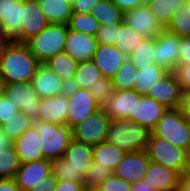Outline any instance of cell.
Returning <instances> with one entry per match:
<instances>
[{
  "instance_id": "cell-1",
  "label": "cell",
  "mask_w": 190,
  "mask_h": 191,
  "mask_svg": "<svg viewBox=\"0 0 190 191\" xmlns=\"http://www.w3.org/2000/svg\"><path fill=\"white\" fill-rule=\"evenodd\" d=\"M40 64L25 43L13 41L0 54V73L6 83L32 82Z\"/></svg>"
},
{
  "instance_id": "cell-2",
  "label": "cell",
  "mask_w": 190,
  "mask_h": 191,
  "mask_svg": "<svg viewBox=\"0 0 190 191\" xmlns=\"http://www.w3.org/2000/svg\"><path fill=\"white\" fill-rule=\"evenodd\" d=\"M93 146L75 140L69 143L64 156L52 160L51 172L60 180L82 182L93 160Z\"/></svg>"
},
{
  "instance_id": "cell-3",
  "label": "cell",
  "mask_w": 190,
  "mask_h": 191,
  "mask_svg": "<svg viewBox=\"0 0 190 191\" xmlns=\"http://www.w3.org/2000/svg\"><path fill=\"white\" fill-rule=\"evenodd\" d=\"M151 131L130 119H111L105 142L126 153L146 150Z\"/></svg>"
},
{
  "instance_id": "cell-4",
  "label": "cell",
  "mask_w": 190,
  "mask_h": 191,
  "mask_svg": "<svg viewBox=\"0 0 190 191\" xmlns=\"http://www.w3.org/2000/svg\"><path fill=\"white\" fill-rule=\"evenodd\" d=\"M68 35L67 24H49L39 34L25 42L30 52L44 63L50 57L64 52Z\"/></svg>"
},
{
  "instance_id": "cell-5",
  "label": "cell",
  "mask_w": 190,
  "mask_h": 191,
  "mask_svg": "<svg viewBox=\"0 0 190 191\" xmlns=\"http://www.w3.org/2000/svg\"><path fill=\"white\" fill-rule=\"evenodd\" d=\"M34 126L40 135L44 159L56 160L64 156L73 139L72 129L64 125L35 121Z\"/></svg>"
},
{
  "instance_id": "cell-6",
  "label": "cell",
  "mask_w": 190,
  "mask_h": 191,
  "mask_svg": "<svg viewBox=\"0 0 190 191\" xmlns=\"http://www.w3.org/2000/svg\"><path fill=\"white\" fill-rule=\"evenodd\" d=\"M156 137L165 139L171 144L190 150V140L187 132V119L181 108L167 109L151 131Z\"/></svg>"
},
{
  "instance_id": "cell-7",
  "label": "cell",
  "mask_w": 190,
  "mask_h": 191,
  "mask_svg": "<svg viewBox=\"0 0 190 191\" xmlns=\"http://www.w3.org/2000/svg\"><path fill=\"white\" fill-rule=\"evenodd\" d=\"M146 152L150 161L160 163L183 174L188 151L171 144L165 139L156 137L152 132L148 141Z\"/></svg>"
},
{
  "instance_id": "cell-8",
  "label": "cell",
  "mask_w": 190,
  "mask_h": 191,
  "mask_svg": "<svg viewBox=\"0 0 190 191\" xmlns=\"http://www.w3.org/2000/svg\"><path fill=\"white\" fill-rule=\"evenodd\" d=\"M110 121L111 118L101 108L72 128L73 138L91 146L98 145L105 141Z\"/></svg>"
},
{
  "instance_id": "cell-9",
  "label": "cell",
  "mask_w": 190,
  "mask_h": 191,
  "mask_svg": "<svg viewBox=\"0 0 190 191\" xmlns=\"http://www.w3.org/2000/svg\"><path fill=\"white\" fill-rule=\"evenodd\" d=\"M4 94L21 112L37 121L40 98L31 82L6 83Z\"/></svg>"
},
{
  "instance_id": "cell-10",
  "label": "cell",
  "mask_w": 190,
  "mask_h": 191,
  "mask_svg": "<svg viewBox=\"0 0 190 191\" xmlns=\"http://www.w3.org/2000/svg\"><path fill=\"white\" fill-rule=\"evenodd\" d=\"M123 22L144 38H156L164 30L157 17L146 5L126 11Z\"/></svg>"
},
{
  "instance_id": "cell-11",
  "label": "cell",
  "mask_w": 190,
  "mask_h": 191,
  "mask_svg": "<svg viewBox=\"0 0 190 191\" xmlns=\"http://www.w3.org/2000/svg\"><path fill=\"white\" fill-rule=\"evenodd\" d=\"M68 98L69 114L66 126L69 129H72L102 108L88 89L80 88Z\"/></svg>"
},
{
  "instance_id": "cell-12",
  "label": "cell",
  "mask_w": 190,
  "mask_h": 191,
  "mask_svg": "<svg viewBox=\"0 0 190 191\" xmlns=\"http://www.w3.org/2000/svg\"><path fill=\"white\" fill-rule=\"evenodd\" d=\"M147 96L163 104L168 109L181 108L183 90L174 72H168L150 88Z\"/></svg>"
},
{
  "instance_id": "cell-13",
  "label": "cell",
  "mask_w": 190,
  "mask_h": 191,
  "mask_svg": "<svg viewBox=\"0 0 190 191\" xmlns=\"http://www.w3.org/2000/svg\"><path fill=\"white\" fill-rule=\"evenodd\" d=\"M180 36L167 30L155 38V60L158 66L173 72L178 65Z\"/></svg>"
},
{
  "instance_id": "cell-14",
  "label": "cell",
  "mask_w": 190,
  "mask_h": 191,
  "mask_svg": "<svg viewBox=\"0 0 190 191\" xmlns=\"http://www.w3.org/2000/svg\"><path fill=\"white\" fill-rule=\"evenodd\" d=\"M150 159L146 150L126 153L113 174L129 183L144 179Z\"/></svg>"
},
{
  "instance_id": "cell-15",
  "label": "cell",
  "mask_w": 190,
  "mask_h": 191,
  "mask_svg": "<svg viewBox=\"0 0 190 191\" xmlns=\"http://www.w3.org/2000/svg\"><path fill=\"white\" fill-rule=\"evenodd\" d=\"M23 0H0V26L13 41L21 43Z\"/></svg>"
},
{
  "instance_id": "cell-16",
  "label": "cell",
  "mask_w": 190,
  "mask_h": 191,
  "mask_svg": "<svg viewBox=\"0 0 190 191\" xmlns=\"http://www.w3.org/2000/svg\"><path fill=\"white\" fill-rule=\"evenodd\" d=\"M167 109L152 97L136 92L135 115H130L129 119L152 131Z\"/></svg>"
},
{
  "instance_id": "cell-17",
  "label": "cell",
  "mask_w": 190,
  "mask_h": 191,
  "mask_svg": "<svg viewBox=\"0 0 190 191\" xmlns=\"http://www.w3.org/2000/svg\"><path fill=\"white\" fill-rule=\"evenodd\" d=\"M51 169L52 161L48 159L22 163L13 179L21 191H29L40 184L51 173Z\"/></svg>"
},
{
  "instance_id": "cell-18",
  "label": "cell",
  "mask_w": 190,
  "mask_h": 191,
  "mask_svg": "<svg viewBox=\"0 0 190 191\" xmlns=\"http://www.w3.org/2000/svg\"><path fill=\"white\" fill-rule=\"evenodd\" d=\"M49 25L48 20L37 0H23V21L21 27V43L39 34Z\"/></svg>"
},
{
  "instance_id": "cell-19",
  "label": "cell",
  "mask_w": 190,
  "mask_h": 191,
  "mask_svg": "<svg viewBox=\"0 0 190 191\" xmlns=\"http://www.w3.org/2000/svg\"><path fill=\"white\" fill-rule=\"evenodd\" d=\"M126 59L127 56L116 45L98 44L92 61L102 77L112 79Z\"/></svg>"
},
{
  "instance_id": "cell-20",
  "label": "cell",
  "mask_w": 190,
  "mask_h": 191,
  "mask_svg": "<svg viewBox=\"0 0 190 191\" xmlns=\"http://www.w3.org/2000/svg\"><path fill=\"white\" fill-rule=\"evenodd\" d=\"M96 37L68 29L65 52L78 62L92 60L97 49Z\"/></svg>"
},
{
  "instance_id": "cell-21",
  "label": "cell",
  "mask_w": 190,
  "mask_h": 191,
  "mask_svg": "<svg viewBox=\"0 0 190 191\" xmlns=\"http://www.w3.org/2000/svg\"><path fill=\"white\" fill-rule=\"evenodd\" d=\"M68 114V97L58 95L54 97L41 98L37 121L66 126Z\"/></svg>"
},
{
  "instance_id": "cell-22",
  "label": "cell",
  "mask_w": 190,
  "mask_h": 191,
  "mask_svg": "<svg viewBox=\"0 0 190 191\" xmlns=\"http://www.w3.org/2000/svg\"><path fill=\"white\" fill-rule=\"evenodd\" d=\"M136 91L134 90H114L113 95L102 106L111 119H129L130 115H135Z\"/></svg>"
},
{
  "instance_id": "cell-23",
  "label": "cell",
  "mask_w": 190,
  "mask_h": 191,
  "mask_svg": "<svg viewBox=\"0 0 190 191\" xmlns=\"http://www.w3.org/2000/svg\"><path fill=\"white\" fill-rule=\"evenodd\" d=\"M179 177L173 169L150 161L144 179L155 191H177Z\"/></svg>"
},
{
  "instance_id": "cell-24",
  "label": "cell",
  "mask_w": 190,
  "mask_h": 191,
  "mask_svg": "<svg viewBox=\"0 0 190 191\" xmlns=\"http://www.w3.org/2000/svg\"><path fill=\"white\" fill-rule=\"evenodd\" d=\"M41 138L37 128L33 125L20 137L12 142L15 152L19 156L21 163H28L44 159L41 149Z\"/></svg>"
},
{
  "instance_id": "cell-25",
  "label": "cell",
  "mask_w": 190,
  "mask_h": 191,
  "mask_svg": "<svg viewBox=\"0 0 190 191\" xmlns=\"http://www.w3.org/2000/svg\"><path fill=\"white\" fill-rule=\"evenodd\" d=\"M31 83L40 99L61 95L63 79L44 63L39 65Z\"/></svg>"
},
{
  "instance_id": "cell-26",
  "label": "cell",
  "mask_w": 190,
  "mask_h": 191,
  "mask_svg": "<svg viewBox=\"0 0 190 191\" xmlns=\"http://www.w3.org/2000/svg\"><path fill=\"white\" fill-rule=\"evenodd\" d=\"M49 24H68L72 6L65 0H37Z\"/></svg>"
},
{
  "instance_id": "cell-27",
  "label": "cell",
  "mask_w": 190,
  "mask_h": 191,
  "mask_svg": "<svg viewBox=\"0 0 190 191\" xmlns=\"http://www.w3.org/2000/svg\"><path fill=\"white\" fill-rule=\"evenodd\" d=\"M167 73L168 71L166 69L157 64L141 67V70H138L137 72L133 90L138 94L147 95L150 88H153L156 82Z\"/></svg>"
},
{
  "instance_id": "cell-28",
  "label": "cell",
  "mask_w": 190,
  "mask_h": 191,
  "mask_svg": "<svg viewBox=\"0 0 190 191\" xmlns=\"http://www.w3.org/2000/svg\"><path fill=\"white\" fill-rule=\"evenodd\" d=\"M126 152L107 142H100L93 146V160L105 167L115 170L117 164L123 159Z\"/></svg>"
},
{
  "instance_id": "cell-29",
  "label": "cell",
  "mask_w": 190,
  "mask_h": 191,
  "mask_svg": "<svg viewBox=\"0 0 190 191\" xmlns=\"http://www.w3.org/2000/svg\"><path fill=\"white\" fill-rule=\"evenodd\" d=\"M44 64L65 81L75 76L79 62L64 51L50 57Z\"/></svg>"
},
{
  "instance_id": "cell-30",
  "label": "cell",
  "mask_w": 190,
  "mask_h": 191,
  "mask_svg": "<svg viewBox=\"0 0 190 191\" xmlns=\"http://www.w3.org/2000/svg\"><path fill=\"white\" fill-rule=\"evenodd\" d=\"M90 13L100 22V25L122 23L124 18V13L111 0H100Z\"/></svg>"
},
{
  "instance_id": "cell-31",
  "label": "cell",
  "mask_w": 190,
  "mask_h": 191,
  "mask_svg": "<svg viewBox=\"0 0 190 191\" xmlns=\"http://www.w3.org/2000/svg\"><path fill=\"white\" fill-rule=\"evenodd\" d=\"M127 58L137 70H141V67L147 65L156 64L155 38H145Z\"/></svg>"
},
{
  "instance_id": "cell-32",
  "label": "cell",
  "mask_w": 190,
  "mask_h": 191,
  "mask_svg": "<svg viewBox=\"0 0 190 191\" xmlns=\"http://www.w3.org/2000/svg\"><path fill=\"white\" fill-rule=\"evenodd\" d=\"M185 3L186 0H153L148 6L165 29L170 24L173 13Z\"/></svg>"
},
{
  "instance_id": "cell-33",
  "label": "cell",
  "mask_w": 190,
  "mask_h": 191,
  "mask_svg": "<svg viewBox=\"0 0 190 191\" xmlns=\"http://www.w3.org/2000/svg\"><path fill=\"white\" fill-rule=\"evenodd\" d=\"M145 38L126 25L124 22L119 23L117 30L116 46L120 51L128 56Z\"/></svg>"
},
{
  "instance_id": "cell-34",
  "label": "cell",
  "mask_w": 190,
  "mask_h": 191,
  "mask_svg": "<svg viewBox=\"0 0 190 191\" xmlns=\"http://www.w3.org/2000/svg\"><path fill=\"white\" fill-rule=\"evenodd\" d=\"M34 120L28 117L25 113L19 112L9 121L1 125L2 132L10 139L15 141L20 137L26 130L34 125Z\"/></svg>"
},
{
  "instance_id": "cell-35",
  "label": "cell",
  "mask_w": 190,
  "mask_h": 191,
  "mask_svg": "<svg viewBox=\"0 0 190 191\" xmlns=\"http://www.w3.org/2000/svg\"><path fill=\"white\" fill-rule=\"evenodd\" d=\"M138 70L127 58L112 80L114 90H133Z\"/></svg>"
},
{
  "instance_id": "cell-36",
  "label": "cell",
  "mask_w": 190,
  "mask_h": 191,
  "mask_svg": "<svg viewBox=\"0 0 190 191\" xmlns=\"http://www.w3.org/2000/svg\"><path fill=\"white\" fill-rule=\"evenodd\" d=\"M165 30L180 37L190 36V5L188 3L173 13L171 22Z\"/></svg>"
},
{
  "instance_id": "cell-37",
  "label": "cell",
  "mask_w": 190,
  "mask_h": 191,
  "mask_svg": "<svg viewBox=\"0 0 190 191\" xmlns=\"http://www.w3.org/2000/svg\"><path fill=\"white\" fill-rule=\"evenodd\" d=\"M68 29L95 36L100 22L91 13H73L68 21Z\"/></svg>"
},
{
  "instance_id": "cell-38",
  "label": "cell",
  "mask_w": 190,
  "mask_h": 191,
  "mask_svg": "<svg viewBox=\"0 0 190 191\" xmlns=\"http://www.w3.org/2000/svg\"><path fill=\"white\" fill-rule=\"evenodd\" d=\"M79 87L88 89L98 82L102 77L100 70L96 67L92 60L79 62L78 69L75 74Z\"/></svg>"
},
{
  "instance_id": "cell-39",
  "label": "cell",
  "mask_w": 190,
  "mask_h": 191,
  "mask_svg": "<svg viewBox=\"0 0 190 191\" xmlns=\"http://www.w3.org/2000/svg\"><path fill=\"white\" fill-rule=\"evenodd\" d=\"M21 164V160L13 146L7 150L0 151V179L14 178Z\"/></svg>"
},
{
  "instance_id": "cell-40",
  "label": "cell",
  "mask_w": 190,
  "mask_h": 191,
  "mask_svg": "<svg viewBox=\"0 0 190 191\" xmlns=\"http://www.w3.org/2000/svg\"><path fill=\"white\" fill-rule=\"evenodd\" d=\"M113 174V171L92 160V163L83 177V184L85 188L99 187L108 177Z\"/></svg>"
},
{
  "instance_id": "cell-41",
  "label": "cell",
  "mask_w": 190,
  "mask_h": 191,
  "mask_svg": "<svg viewBox=\"0 0 190 191\" xmlns=\"http://www.w3.org/2000/svg\"><path fill=\"white\" fill-rule=\"evenodd\" d=\"M88 90L93 94L97 102L102 106L113 95L112 80L110 78L101 77L93 86H89Z\"/></svg>"
},
{
  "instance_id": "cell-42",
  "label": "cell",
  "mask_w": 190,
  "mask_h": 191,
  "mask_svg": "<svg viewBox=\"0 0 190 191\" xmlns=\"http://www.w3.org/2000/svg\"><path fill=\"white\" fill-rule=\"evenodd\" d=\"M119 23L113 25H100L95 37L98 44L116 45Z\"/></svg>"
},
{
  "instance_id": "cell-43",
  "label": "cell",
  "mask_w": 190,
  "mask_h": 191,
  "mask_svg": "<svg viewBox=\"0 0 190 191\" xmlns=\"http://www.w3.org/2000/svg\"><path fill=\"white\" fill-rule=\"evenodd\" d=\"M20 112L5 94L0 95V126Z\"/></svg>"
},
{
  "instance_id": "cell-44",
  "label": "cell",
  "mask_w": 190,
  "mask_h": 191,
  "mask_svg": "<svg viewBox=\"0 0 190 191\" xmlns=\"http://www.w3.org/2000/svg\"><path fill=\"white\" fill-rule=\"evenodd\" d=\"M102 191H132V184L112 174L100 186Z\"/></svg>"
},
{
  "instance_id": "cell-45",
  "label": "cell",
  "mask_w": 190,
  "mask_h": 191,
  "mask_svg": "<svg viewBox=\"0 0 190 191\" xmlns=\"http://www.w3.org/2000/svg\"><path fill=\"white\" fill-rule=\"evenodd\" d=\"M183 91L190 90V64L177 65L173 71Z\"/></svg>"
},
{
  "instance_id": "cell-46",
  "label": "cell",
  "mask_w": 190,
  "mask_h": 191,
  "mask_svg": "<svg viewBox=\"0 0 190 191\" xmlns=\"http://www.w3.org/2000/svg\"><path fill=\"white\" fill-rule=\"evenodd\" d=\"M190 64V36L180 37L178 65Z\"/></svg>"
},
{
  "instance_id": "cell-47",
  "label": "cell",
  "mask_w": 190,
  "mask_h": 191,
  "mask_svg": "<svg viewBox=\"0 0 190 191\" xmlns=\"http://www.w3.org/2000/svg\"><path fill=\"white\" fill-rule=\"evenodd\" d=\"M58 183V180L54 177L52 172L47 175L42 182L38 185H35L29 191H54Z\"/></svg>"
},
{
  "instance_id": "cell-48",
  "label": "cell",
  "mask_w": 190,
  "mask_h": 191,
  "mask_svg": "<svg viewBox=\"0 0 190 191\" xmlns=\"http://www.w3.org/2000/svg\"><path fill=\"white\" fill-rule=\"evenodd\" d=\"M100 0H75L72 5L73 13H90L92 8L99 3Z\"/></svg>"
},
{
  "instance_id": "cell-49",
  "label": "cell",
  "mask_w": 190,
  "mask_h": 191,
  "mask_svg": "<svg viewBox=\"0 0 190 191\" xmlns=\"http://www.w3.org/2000/svg\"><path fill=\"white\" fill-rule=\"evenodd\" d=\"M54 191H85V186L83 182L60 180Z\"/></svg>"
},
{
  "instance_id": "cell-50",
  "label": "cell",
  "mask_w": 190,
  "mask_h": 191,
  "mask_svg": "<svg viewBox=\"0 0 190 191\" xmlns=\"http://www.w3.org/2000/svg\"><path fill=\"white\" fill-rule=\"evenodd\" d=\"M80 89L75 77H71L62 83L61 95L69 97Z\"/></svg>"
},
{
  "instance_id": "cell-51",
  "label": "cell",
  "mask_w": 190,
  "mask_h": 191,
  "mask_svg": "<svg viewBox=\"0 0 190 191\" xmlns=\"http://www.w3.org/2000/svg\"><path fill=\"white\" fill-rule=\"evenodd\" d=\"M123 13L141 6L140 0H111Z\"/></svg>"
},
{
  "instance_id": "cell-52",
  "label": "cell",
  "mask_w": 190,
  "mask_h": 191,
  "mask_svg": "<svg viewBox=\"0 0 190 191\" xmlns=\"http://www.w3.org/2000/svg\"><path fill=\"white\" fill-rule=\"evenodd\" d=\"M0 191H21L13 178L0 179Z\"/></svg>"
},
{
  "instance_id": "cell-53",
  "label": "cell",
  "mask_w": 190,
  "mask_h": 191,
  "mask_svg": "<svg viewBox=\"0 0 190 191\" xmlns=\"http://www.w3.org/2000/svg\"><path fill=\"white\" fill-rule=\"evenodd\" d=\"M181 110L184 117L190 120V90L183 91Z\"/></svg>"
},
{
  "instance_id": "cell-54",
  "label": "cell",
  "mask_w": 190,
  "mask_h": 191,
  "mask_svg": "<svg viewBox=\"0 0 190 191\" xmlns=\"http://www.w3.org/2000/svg\"><path fill=\"white\" fill-rule=\"evenodd\" d=\"M132 191H155V189L145 179H141L138 182L132 183Z\"/></svg>"
},
{
  "instance_id": "cell-55",
  "label": "cell",
  "mask_w": 190,
  "mask_h": 191,
  "mask_svg": "<svg viewBox=\"0 0 190 191\" xmlns=\"http://www.w3.org/2000/svg\"><path fill=\"white\" fill-rule=\"evenodd\" d=\"M11 42L12 40L6 35L5 31L0 26V54Z\"/></svg>"
},
{
  "instance_id": "cell-56",
  "label": "cell",
  "mask_w": 190,
  "mask_h": 191,
  "mask_svg": "<svg viewBox=\"0 0 190 191\" xmlns=\"http://www.w3.org/2000/svg\"><path fill=\"white\" fill-rule=\"evenodd\" d=\"M179 191H190V178L186 177L184 174L179 177Z\"/></svg>"
},
{
  "instance_id": "cell-57",
  "label": "cell",
  "mask_w": 190,
  "mask_h": 191,
  "mask_svg": "<svg viewBox=\"0 0 190 191\" xmlns=\"http://www.w3.org/2000/svg\"><path fill=\"white\" fill-rule=\"evenodd\" d=\"M12 146V141L2 132L0 127V151L7 150Z\"/></svg>"
},
{
  "instance_id": "cell-58",
  "label": "cell",
  "mask_w": 190,
  "mask_h": 191,
  "mask_svg": "<svg viewBox=\"0 0 190 191\" xmlns=\"http://www.w3.org/2000/svg\"><path fill=\"white\" fill-rule=\"evenodd\" d=\"M183 174L186 177L190 178V150L187 153L186 166H185Z\"/></svg>"
},
{
  "instance_id": "cell-59",
  "label": "cell",
  "mask_w": 190,
  "mask_h": 191,
  "mask_svg": "<svg viewBox=\"0 0 190 191\" xmlns=\"http://www.w3.org/2000/svg\"><path fill=\"white\" fill-rule=\"evenodd\" d=\"M6 88L5 78L0 73V95L4 94Z\"/></svg>"
},
{
  "instance_id": "cell-60",
  "label": "cell",
  "mask_w": 190,
  "mask_h": 191,
  "mask_svg": "<svg viewBox=\"0 0 190 191\" xmlns=\"http://www.w3.org/2000/svg\"><path fill=\"white\" fill-rule=\"evenodd\" d=\"M85 191H102L100 187H88L85 188Z\"/></svg>"
},
{
  "instance_id": "cell-61",
  "label": "cell",
  "mask_w": 190,
  "mask_h": 191,
  "mask_svg": "<svg viewBox=\"0 0 190 191\" xmlns=\"http://www.w3.org/2000/svg\"><path fill=\"white\" fill-rule=\"evenodd\" d=\"M153 0H140L141 5L148 6Z\"/></svg>"
},
{
  "instance_id": "cell-62",
  "label": "cell",
  "mask_w": 190,
  "mask_h": 191,
  "mask_svg": "<svg viewBox=\"0 0 190 191\" xmlns=\"http://www.w3.org/2000/svg\"><path fill=\"white\" fill-rule=\"evenodd\" d=\"M187 132H188V137L190 140V120L189 119H187Z\"/></svg>"
},
{
  "instance_id": "cell-63",
  "label": "cell",
  "mask_w": 190,
  "mask_h": 191,
  "mask_svg": "<svg viewBox=\"0 0 190 191\" xmlns=\"http://www.w3.org/2000/svg\"><path fill=\"white\" fill-rule=\"evenodd\" d=\"M65 2H67L68 4H70L72 6L74 4L75 0H65Z\"/></svg>"
}]
</instances>
